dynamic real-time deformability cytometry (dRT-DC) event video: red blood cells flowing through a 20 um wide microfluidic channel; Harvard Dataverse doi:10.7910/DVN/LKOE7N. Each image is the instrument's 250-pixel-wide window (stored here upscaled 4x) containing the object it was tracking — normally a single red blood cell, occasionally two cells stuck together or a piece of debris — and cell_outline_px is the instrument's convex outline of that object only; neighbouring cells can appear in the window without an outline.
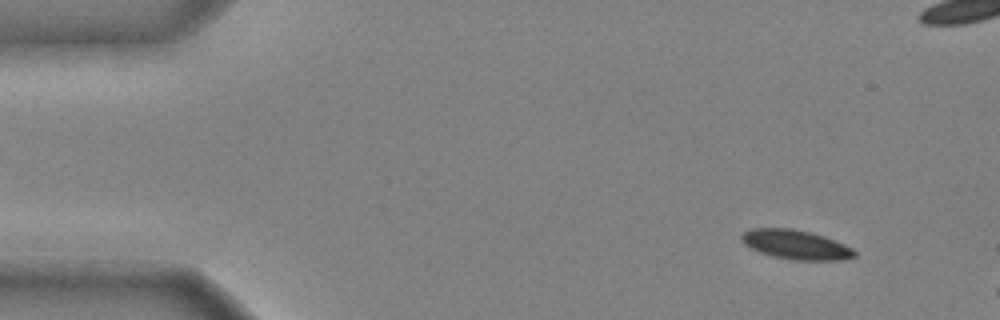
{"species": "common noctule bat (a hibernating species)", "species_latin": "Nyctalus noctula", "temperature_condition": "cold", "stored_images_in_passage": 10, "camera_frame_rate_fps": 3000, "um_per_image_px": 0.085, "animal": {"sex": "male", "body_mass_g": 20.4}, "frame": {"image": 1, "passage_image": 4, "time_ms": 1.0, "image_size_px": [1000, 320], "cell_outline_px": [[856, 256], [840, 260], [792, 260], [772, 256], [760, 252], [744, 244], [740, 240], [740, 236], [744, 232], [752, 228], [792, 228], [824, 236], [844, 244], [852, 248], [856, 252]], "centroid_in_image_um": [67.63, 20.79], "position_along_channel_um": 17.4, "area_um2": 19.25}}